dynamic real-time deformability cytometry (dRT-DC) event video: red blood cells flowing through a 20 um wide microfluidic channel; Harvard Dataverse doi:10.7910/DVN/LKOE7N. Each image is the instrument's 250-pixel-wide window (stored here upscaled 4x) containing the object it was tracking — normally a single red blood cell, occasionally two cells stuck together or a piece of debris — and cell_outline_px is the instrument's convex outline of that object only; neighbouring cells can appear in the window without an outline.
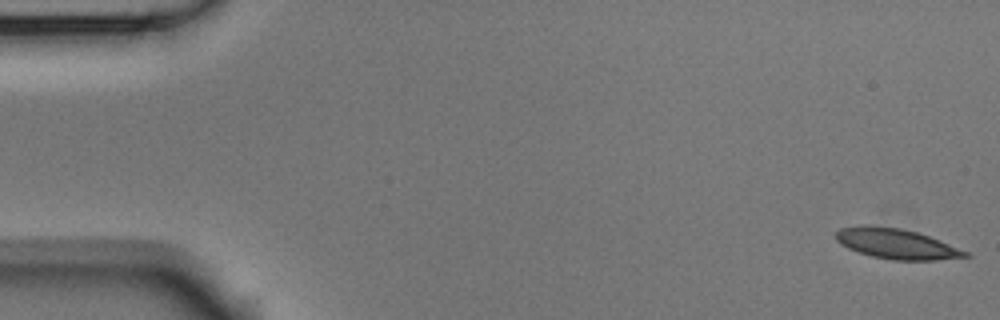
{"species": "Egyptian fruit bat (a non-hibernating species)", "species_latin": "Rousettus aegyptiacus", "temperature_condition": "room temperature", "stored_images_in_passage": 4, "camera_frame_rate_fps": 3000, "um_per_image_px": 0.085, "animal": {"sex": "male"}, "frame": {"image": 1, "passage_image": 1, "time_ms": 0.0, "image_size_px": [1000, 320], "cell_outline_px": [[972, 256], [936, 260], [892, 260], [872, 256], [848, 248], [840, 244], [836, 240], [836, 232], [840, 228], [860, 224], [868, 224], [900, 228], [916, 232], [928, 236], [968, 252]], "centroid_in_image_um": [76.14, 20.71], "position_along_channel_um": 8.9, "area_um2": 22.72}}